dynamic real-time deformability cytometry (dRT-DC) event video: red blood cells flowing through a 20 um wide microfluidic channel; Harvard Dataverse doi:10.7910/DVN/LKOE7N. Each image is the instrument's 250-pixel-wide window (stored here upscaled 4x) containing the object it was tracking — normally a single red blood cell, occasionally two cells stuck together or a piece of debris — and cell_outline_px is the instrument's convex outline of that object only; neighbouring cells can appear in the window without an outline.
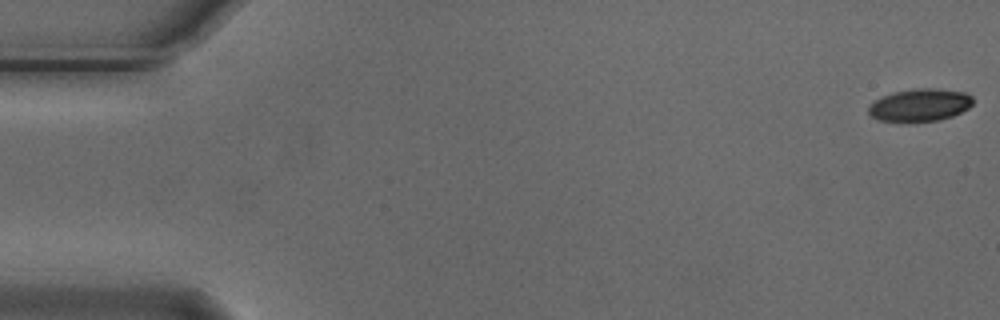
{"species": "Egyptian fruit bat (a non-hibernating species)", "species_latin": "Rousettus aegyptiacus", "temperature_condition": "cold", "stored_images_in_passage": 5, "camera_frame_rate_fps": 3000, "um_per_image_px": 0.085, "animal": {"sex": "male"}, "frame": {"image": 1, "passage_image": 1, "time_ms": 0.0, "image_size_px": [1000, 320], "cell_outline_px": [[972, 104], [968, 108], [952, 116], [940, 120], [880, 120], [872, 116], [868, 112], [868, 108], [876, 100], [892, 92], [916, 88], [932, 88], [964, 92], [972, 96]], "centroid_in_image_um": [78.22, 8.9], "position_along_channel_um": 6.8, "area_um2": 19.25}}
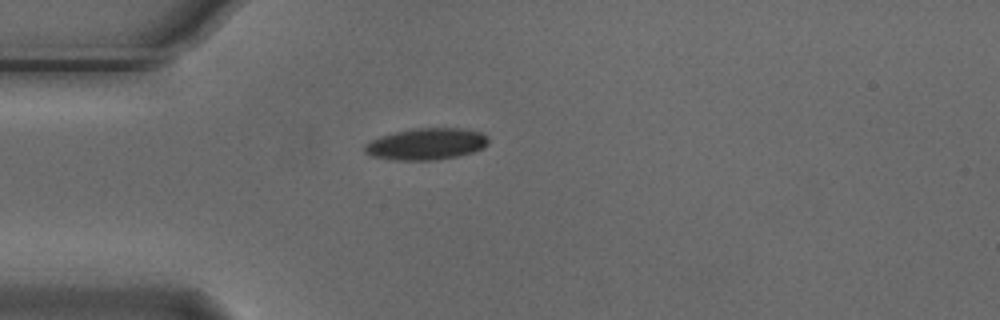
{"frame": {"image": 2, "passage_image": 5, "time_ms": 1.333, "image_size_px": [1000, 320], "cell_outline_px": [[488, 144], [484, 148], [472, 152], [456, 156], [432, 160], [396, 160], [372, 156], [364, 152], [364, 144], [380, 136], [412, 128], [460, 128], [480, 132], [488, 136]], "centroid_in_image_um": [36.24, 12.23], "position_along_channel_um": 48.8, "area_um2": 22.72}}